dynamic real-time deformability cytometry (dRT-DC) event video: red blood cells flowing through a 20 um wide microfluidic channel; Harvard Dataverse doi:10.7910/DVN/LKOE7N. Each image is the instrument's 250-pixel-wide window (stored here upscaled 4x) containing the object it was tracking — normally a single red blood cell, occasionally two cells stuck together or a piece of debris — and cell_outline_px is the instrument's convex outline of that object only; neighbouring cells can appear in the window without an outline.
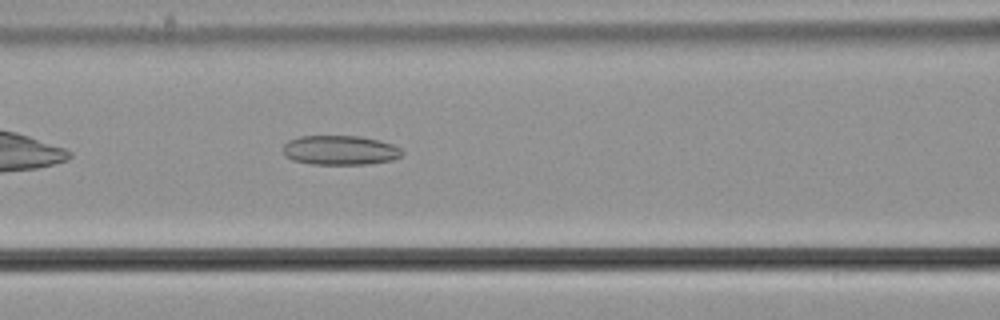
{"species": "common noctule bat (a hibernating species)", "species_latin": "Nyctalus noctula", "temperature_condition": "cold", "stored_images_in_passage": 22, "camera_frame_rate_fps": 3000, "um_per_image_px": 0.085, "animal": {"sex": "male", "body_mass_g": 21.5, "forearm_length_mm": 52.0}, "frame": {"image": 1, "passage_image": 8, "time_ms": 2.333, "image_size_px": [1000, 320], "cell_outline_px": [[404, 152], [400, 156], [392, 160], [368, 164], [312, 164], [292, 160], [284, 156], [284, 144], [288, 140], [300, 136], [360, 136], [380, 140], [392, 144], [400, 148]], "centroid_in_image_um": [28.9, 12.76], "position_along_channel_um": 137.7, "area_um2": 20.52}}
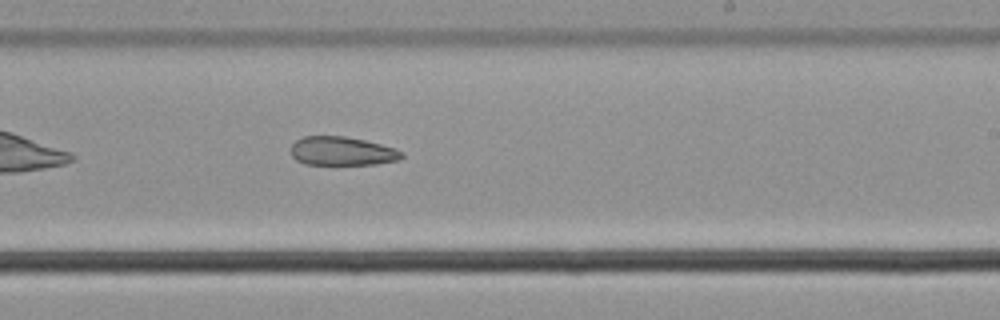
{"frame": {"image": 2, "passage_image": 18, "time_ms": 5.667, "image_size_px": [1000, 320], "cell_outline_px": [[404, 156], [400, 160], [376, 164], [304, 164], [296, 160], [292, 156], [292, 144], [296, 140], [304, 136], [344, 136], [364, 140], [396, 148], [404, 152]], "centroid_in_image_um": [29.11, 12.85], "position_along_channel_um": 259.9, "area_um2": 18.61}}
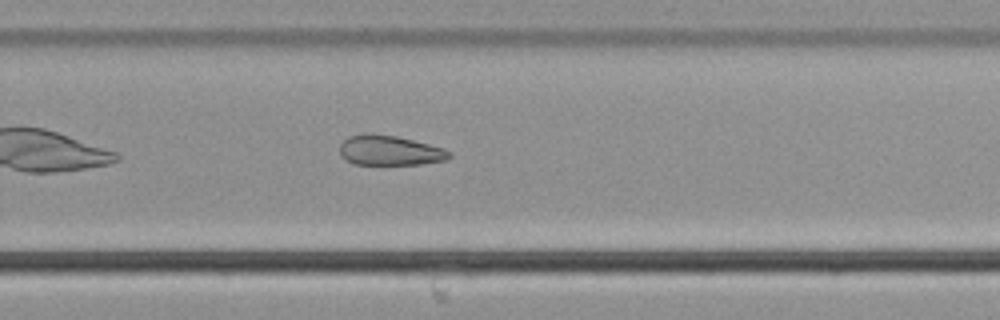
{"frame": {"image": 3, "passage_image": 21, "time_ms": 6.667, "image_size_px": [1000, 320], "cell_outline_px": [[452, 156], [444, 160], [420, 164], [356, 164], [340, 156], [340, 144], [348, 136], [364, 132], [372, 132], [396, 136], [444, 148], [452, 152]], "centroid_in_image_um": [33.1, 12.76], "position_along_channel_um": 296.7, "area_um2": 19.19}}